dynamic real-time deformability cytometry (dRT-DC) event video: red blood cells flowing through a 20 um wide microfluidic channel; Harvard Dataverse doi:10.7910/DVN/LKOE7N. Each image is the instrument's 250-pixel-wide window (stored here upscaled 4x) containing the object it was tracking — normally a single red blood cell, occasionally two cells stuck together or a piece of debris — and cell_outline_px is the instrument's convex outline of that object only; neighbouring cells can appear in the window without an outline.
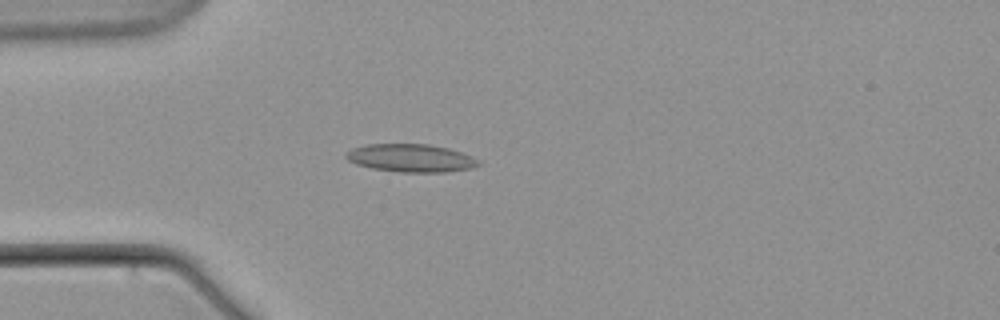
{"species": "common noctule bat (a hibernating species)", "species_latin": "Nyctalus noctula", "temperature_condition": "warm", "stored_images_in_passage": 10, "camera_frame_rate_fps": 3000, "um_per_image_px": 0.085, "animal": {"sex": "male", "body_mass_g": 21.5, "forearm_length_mm": 52.0}, "frame": {"image": 1, "passage_image": 5, "time_ms": 5.667, "image_size_px": [1000, 320], "cell_outline_px": [[480, 164], [472, 168], [448, 172], [400, 172], [372, 168], [356, 164], [348, 160], [344, 156], [352, 148], [368, 144], [428, 144], [448, 148], [472, 156], [480, 160]], "centroid_in_image_um": [34.94, 13.44], "position_along_channel_um": 50.1, "area_um2": 21.56}}
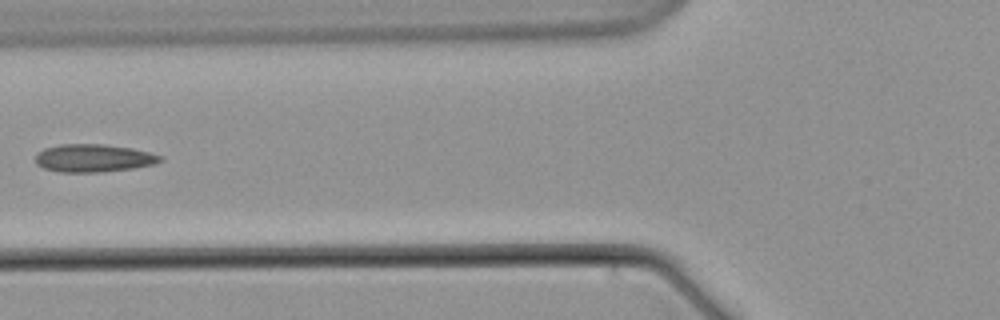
{"frame": {"image": 2, "passage_image": 7, "time_ms": 8.333, "image_size_px": [1000, 320], "cell_outline_px": [[164, 160], [156, 164], [132, 168], [100, 172], [60, 172], [44, 168], [36, 164], [36, 152], [44, 148], [60, 144], [104, 144], [132, 148], [164, 156]], "centroid_in_image_um": [7.96, 13.43], "position_along_channel_um": 117.8, "area_um2": 20.4}}